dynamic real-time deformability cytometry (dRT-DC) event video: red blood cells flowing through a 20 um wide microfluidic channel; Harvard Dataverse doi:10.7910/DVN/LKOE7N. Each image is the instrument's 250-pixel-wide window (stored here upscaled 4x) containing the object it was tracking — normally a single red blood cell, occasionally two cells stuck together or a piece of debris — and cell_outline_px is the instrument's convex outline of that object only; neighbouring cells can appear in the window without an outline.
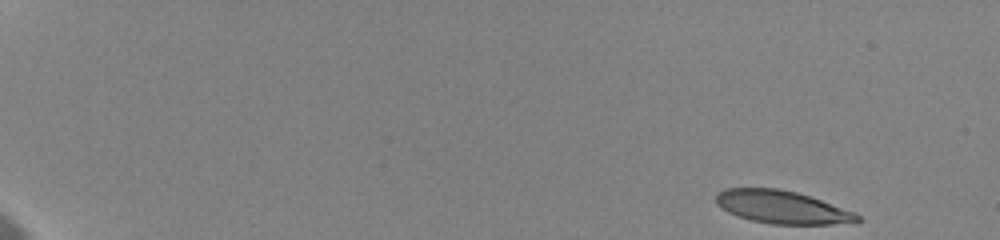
{"species": "human", "species_latin": "Homo sapiens", "temperature_condition": "cold", "stored_images_in_passage": 54, "camera_frame_rate_fps": 3000, "um_per_image_px": 0.085, "donor": {"sex": "female"}, "frame": {"image": 1, "passage_image": 1, "time_ms": 0.0, "image_size_px": [1000, 240], "cell_outline_px": [[864, 220], [832, 224], [768, 224], [752, 220], [728, 212], [720, 208], [716, 204], [716, 192], [724, 188], [776, 188], [796, 192], [856, 212]], "centroid_in_image_um": [66.44, 17.6], "position_along_channel_um": 18.6, "area_um2": 26.99}}
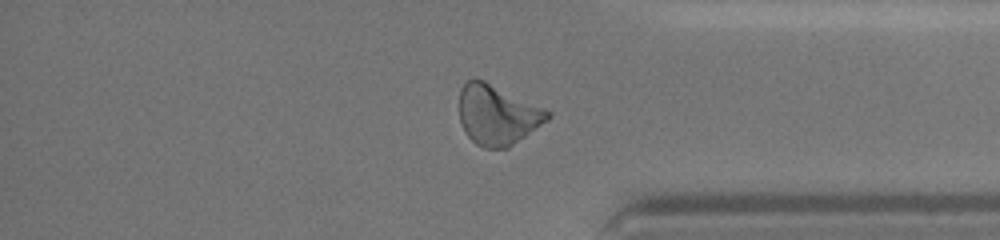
{"frame": {"image": 2, "passage_image": 46, "time_ms": 15.333, "image_size_px": [1000, 240], "cell_outline_px": [[552, 116], [548, 120], [508, 148], [484, 148], [476, 144], [464, 132], [460, 120], [460, 88], [472, 76], [484, 80], [544, 108], [552, 112]], "centroid_in_image_um": [42.27, 9.75], "position_along_channel_um": 392.9, "area_um2": 30.87}}
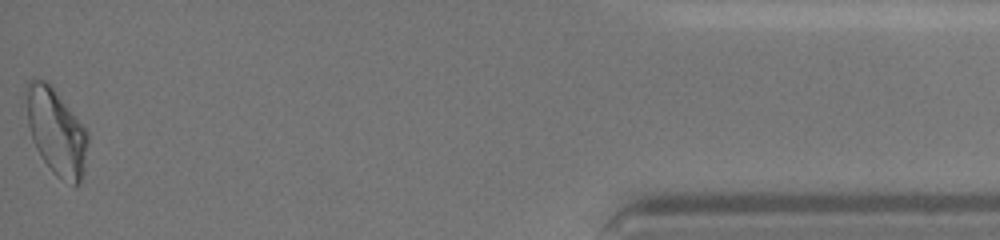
{"frame": {"image": 3, "passage_image": 54, "time_ms": 18.0, "image_size_px": [1000, 240], "cell_outline_px": [[88, 144], [84, 172], [80, 180], [76, 184], [56, 176], [52, 172], [40, 156], [32, 140], [28, 124], [24, 92], [28, 80], [32, 76], [48, 80], [52, 84], [88, 132]], "centroid_in_image_um": [4.74, 11.09], "position_along_channel_um": 430.5, "area_um2": 31.44}, "authors_computed_cell_mechanics": {"area_um2": 28.8711, "velocity_mm_per_s": 3.5748, "shape_relaxation_time_tau1_ms": null, "shape_relaxation_time_tau2_ms": 2.4995, "deformation_change_tau1": null, "deformation_change_tau2": 0.1116}}